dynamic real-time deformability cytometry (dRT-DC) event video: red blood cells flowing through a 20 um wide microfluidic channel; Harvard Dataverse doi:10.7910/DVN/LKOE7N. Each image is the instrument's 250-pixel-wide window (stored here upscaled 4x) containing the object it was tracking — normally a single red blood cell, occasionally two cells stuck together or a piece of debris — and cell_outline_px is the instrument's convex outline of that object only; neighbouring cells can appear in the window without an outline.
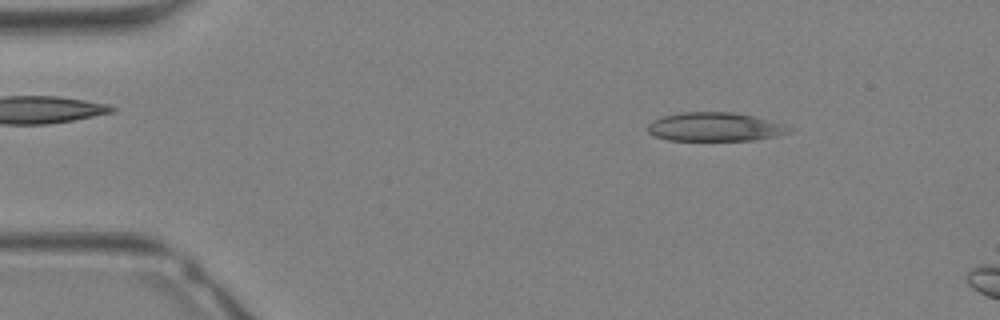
{"species": "Egyptian fruit bat (a non-hibernating species)", "species_latin": "Rousettus aegyptiacus", "temperature_condition": "warm", "stored_images_in_passage": 8, "camera_frame_rate_fps": 3000, "um_per_image_px": 0.085, "animal": {"sex": "female"}, "frame": {"image": 1, "passage_image": 4, "time_ms": 1.0, "image_size_px": [1000, 320], "cell_outline_px": [[796, 128], [792, 132], [776, 136], [756, 140], [668, 140], [652, 136], [648, 132], [648, 124], [652, 120], [664, 116], [680, 112], [732, 112], [752, 116], [784, 124]], "centroid_in_image_um": [60.79, 10.79], "position_along_channel_um": 24.2, "area_um2": 23.87}}